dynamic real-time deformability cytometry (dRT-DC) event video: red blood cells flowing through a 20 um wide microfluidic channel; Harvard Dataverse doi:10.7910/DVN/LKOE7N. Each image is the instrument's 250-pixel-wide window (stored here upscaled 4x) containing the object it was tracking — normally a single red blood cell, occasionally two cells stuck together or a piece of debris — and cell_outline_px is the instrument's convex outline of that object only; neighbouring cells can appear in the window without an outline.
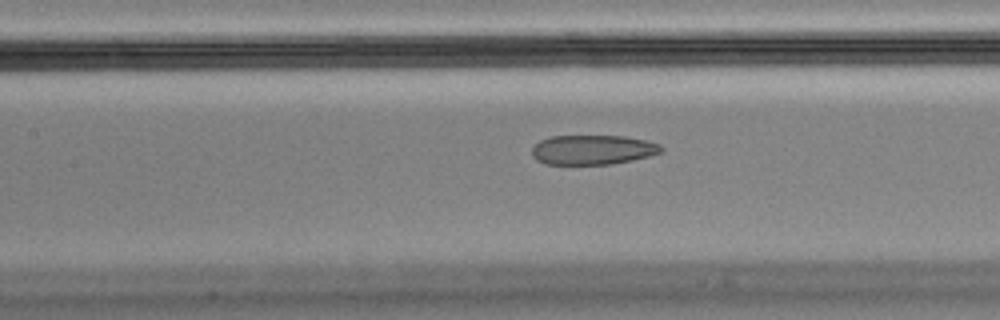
{"species": "Egyptian fruit bat (a non-hibernating species)", "species_latin": "Rousettus aegyptiacus", "temperature_condition": "cold", "stored_images_in_passage": 47, "camera_frame_rate_fps": 3000, "um_per_image_px": 0.085, "animal": {"sex": "male"}, "frame": {"image": 1, "passage_image": 21, "time_ms": 6.667, "image_size_px": [1000, 320], "cell_outline_px": [[664, 152], [632, 160], [612, 164], [544, 164], [536, 160], [532, 156], [532, 148], [540, 140], [552, 136], [624, 136], [644, 140], [660, 144], [664, 148]], "centroid_in_image_um": [50.39, 12.73], "position_along_channel_um": 157.0, "area_um2": 22.37}}